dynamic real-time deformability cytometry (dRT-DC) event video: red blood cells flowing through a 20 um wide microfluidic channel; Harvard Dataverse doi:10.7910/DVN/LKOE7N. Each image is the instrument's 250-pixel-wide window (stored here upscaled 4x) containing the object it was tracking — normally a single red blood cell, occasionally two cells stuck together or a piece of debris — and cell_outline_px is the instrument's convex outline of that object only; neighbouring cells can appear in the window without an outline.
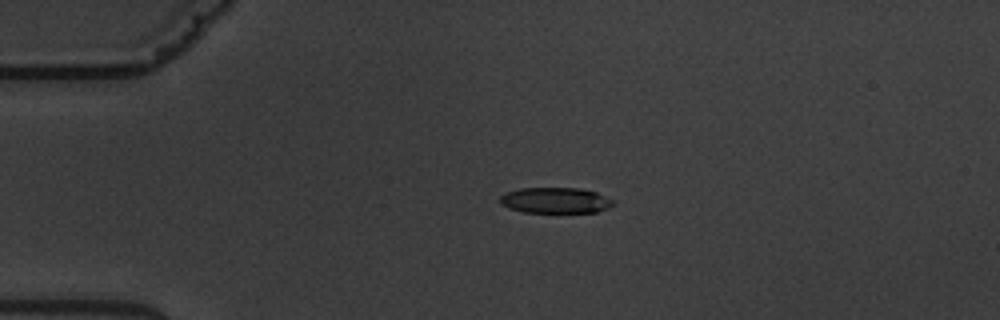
{"species": "common noctule bat (a hibernating species)", "species_latin": "Nyctalus noctula", "temperature_condition": "warm", "stored_images_in_passage": 3, "camera_frame_rate_fps": 3000, "um_per_image_px": 0.085, "animal": {"sex": "male", "body_mass_g": 19.5, "forearm_length_mm": 54.6}, "frame": {"image": 1, "passage_image": 3, "time_ms": 3.333, "image_size_px": [1000, 320], "cell_outline_px": [[616, 204], [608, 208], [596, 212], [524, 212], [508, 208], [500, 204], [500, 196], [504, 192], [520, 188], [580, 188], [596, 192], [612, 200]], "centroid_in_image_um": [47.18, 17.03], "position_along_channel_um": 37.8, "area_um2": 17.05}}